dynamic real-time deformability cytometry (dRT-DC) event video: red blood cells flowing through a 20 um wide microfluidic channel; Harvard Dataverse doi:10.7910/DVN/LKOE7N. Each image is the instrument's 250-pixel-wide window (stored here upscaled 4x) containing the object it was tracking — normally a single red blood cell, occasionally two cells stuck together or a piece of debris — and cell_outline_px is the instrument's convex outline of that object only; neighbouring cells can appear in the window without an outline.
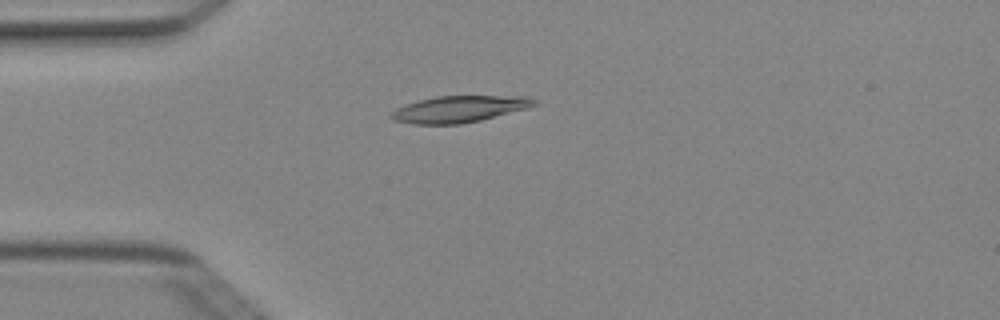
{"species": "Egyptian fruit bat (a non-hibernating species)", "species_latin": "Rousettus aegyptiacus", "temperature_condition": "cold", "stored_images_in_passage": 4, "camera_frame_rate_fps": 3000, "um_per_image_px": 0.085, "animal": {"sex": "female"}, "frame": {"image": 1, "passage_image": 4, "time_ms": 1.0, "image_size_px": [1000, 320], "cell_outline_px": [[536, 104], [528, 108], [480, 120], [460, 124], [412, 124], [396, 120], [388, 116], [396, 108], [420, 100], [436, 96], [528, 96], [536, 100]], "centroid_in_image_um": [39.05, 9.27], "position_along_channel_um": 46.0, "area_um2": 21.91}}